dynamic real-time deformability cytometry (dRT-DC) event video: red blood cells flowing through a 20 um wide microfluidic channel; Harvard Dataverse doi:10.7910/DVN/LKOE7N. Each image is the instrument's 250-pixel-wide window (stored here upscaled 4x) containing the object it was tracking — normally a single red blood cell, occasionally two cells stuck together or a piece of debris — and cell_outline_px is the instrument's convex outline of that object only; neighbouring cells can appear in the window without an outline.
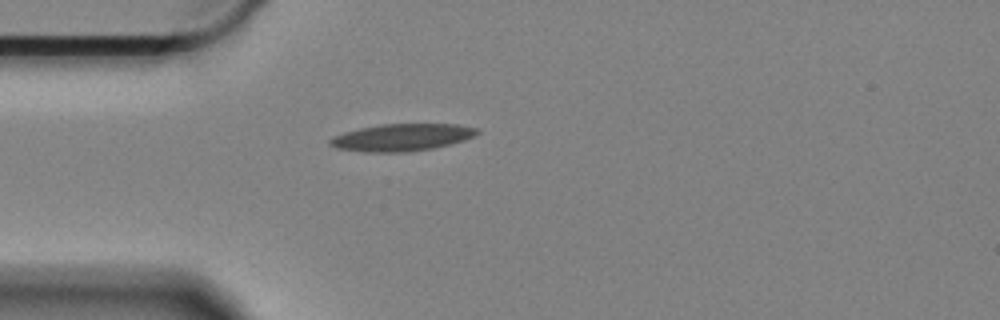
{"species": "Egyptian fruit bat (a non-hibernating species)", "species_latin": "Rousettus aegyptiacus", "temperature_condition": "cold", "stored_images_in_passage": 40, "camera_frame_rate_fps": 3000, "um_per_image_px": 0.085, "animal": {"sex": "female"}, "frame": {"image": 1, "passage_image": 1, "time_ms": 0.0, "image_size_px": [1000, 320], "cell_outline_px": [[480, 132], [464, 140], [432, 148], [404, 152], [364, 152], [336, 148], [328, 144], [328, 140], [332, 136], [344, 132], [360, 128], [380, 124], [456, 124], [476, 128]], "centroid_in_image_um": [34.09, 11.67], "position_along_channel_um": 50.9, "area_um2": 23.18}}
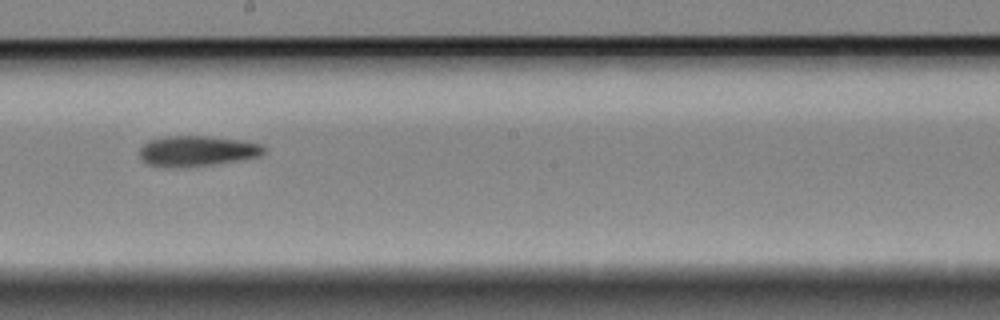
{"frame": {"image": 2, "passage_image": 18, "time_ms": 5.667, "image_size_px": [1000, 320], "cell_outline_px": [[264, 152], [260, 156], [236, 160], [208, 164], [172, 168], [164, 168], [148, 164], [140, 156], [140, 148], [148, 140], [168, 136], [208, 136], [236, 140], [260, 144], [264, 148]], "centroid_in_image_um": [16.67, 12.83], "position_along_channel_um": 231.5, "area_um2": 21.62}}
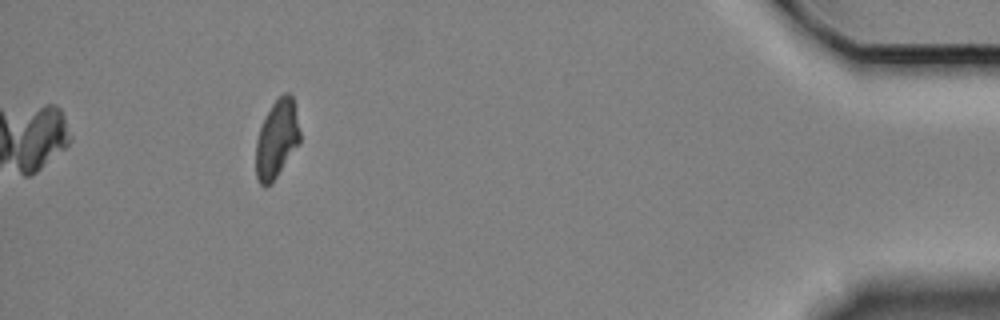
{"frame": {"image": 3, "passage_image": 40, "time_ms": 13.0, "image_size_px": [1000, 320], "cell_outline_px": [[300, 144], [276, 176], [268, 184], [260, 184], [256, 176], [256, 140], [260, 128], [272, 104], [284, 92], [288, 92], [292, 96], [300, 132]], "centroid_in_image_um": [23.54, 11.8], "position_along_channel_um": 411.7, "area_um2": 19.59}, "authors_computed_cell_mechanics": {"area_um2": 21.5305, "velocity_mm_per_s": 3.3045, "shape_relaxation_time_tau1_ms": null, "shape_relaxation_time_tau2_ms": 4.1153, "deformation_change_tau1": null, "deformation_change_tau2": 0.1272}}